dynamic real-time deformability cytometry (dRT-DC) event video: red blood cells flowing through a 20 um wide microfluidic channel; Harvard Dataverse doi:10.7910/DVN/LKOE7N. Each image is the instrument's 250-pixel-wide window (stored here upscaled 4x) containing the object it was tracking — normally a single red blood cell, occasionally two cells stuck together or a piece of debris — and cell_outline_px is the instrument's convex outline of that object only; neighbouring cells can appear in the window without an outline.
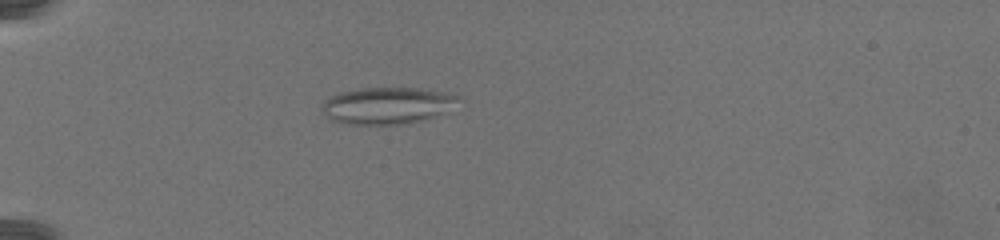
{"species": "common noctule bat (a hibernating species)", "species_latin": "Nyctalus noctula", "temperature_condition": "warm", "stored_images_in_passage": 55, "camera_frame_rate_fps": 3000, "um_per_image_px": 0.085, "animal": {"sex": "female", "body_mass_g": 19.5, "forearm_length_mm": 54.1}, "frame": {"image": 1, "passage_image": 3, "time_ms": 0.667, "image_size_px": [1000, 240], "cell_outline_px": [[464, 100], [444, 112], [424, 120], [404, 124], [348, 124], [332, 120], [320, 108], [320, 104], [324, 100], [340, 92], [360, 88], [420, 88], [460, 96]], "centroid_in_image_um": [32.92, 8.97], "position_along_channel_um": 52.1, "area_um2": 29.25}}
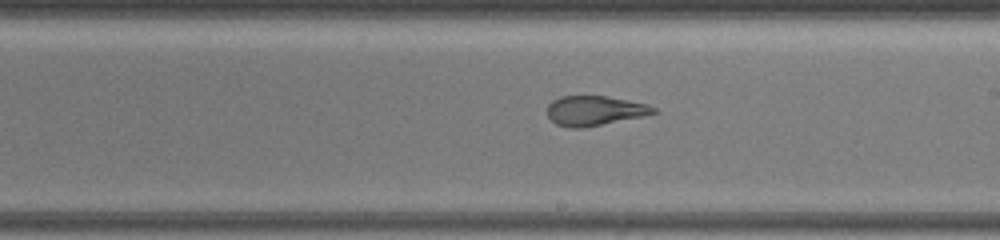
{"frame": {"image": 2, "passage_image": 26, "time_ms": 8.333, "image_size_px": [1000, 240], "cell_outline_px": [[660, 112], [584, 128], [568, 128], [556, 124], [548, 116], [548, 104], [552, 100], [560, 96], [608, 96], [648, 104], [656, 108]], "centroid_in_image_um": [50.54, 9.4], "position_along_channel_um": 238.5, "area_um2": 18.44}}
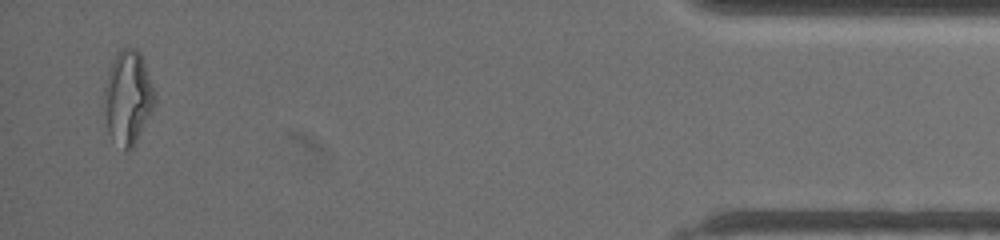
{"frame": {"image": 3, "passage_image": 53, "time_ms": 17.333, "image_size_px": [1000, 240], "cell_outline_px": [[156, 96], [152, 108], [132, 148], [128, 152], [124, 152], [112, 140], [108, 132], [104, 100], [104, 88], [108, 72], [116, 52], [120, 48], [136, 48], [140, 52]], "centroid_in_image_um": [10.84, 8.29], "position_along_channel_um": 424.4, "area_um2": 27.22}}